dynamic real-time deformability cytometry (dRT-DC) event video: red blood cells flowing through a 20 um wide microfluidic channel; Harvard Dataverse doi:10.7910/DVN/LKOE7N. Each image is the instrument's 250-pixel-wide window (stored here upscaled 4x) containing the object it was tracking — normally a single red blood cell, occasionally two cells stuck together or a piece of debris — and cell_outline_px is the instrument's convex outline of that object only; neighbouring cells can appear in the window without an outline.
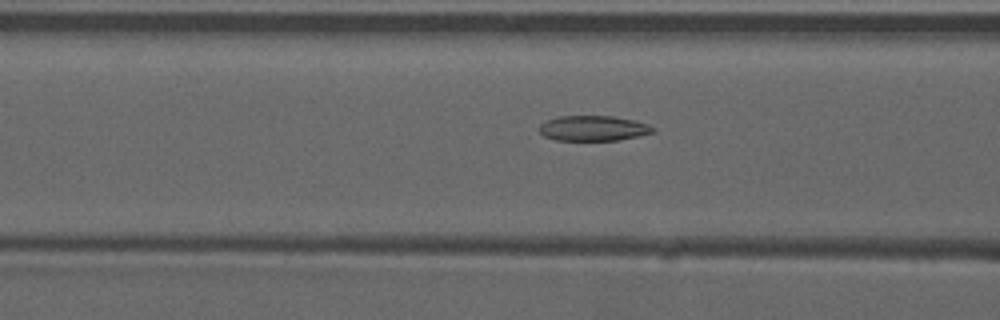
{"species": "common noctule bat (a hibernating species)", "species_latin": "Nyctalus noctula", "temperature_condition": "warm", "stored_images_in_passage": 53, "camera_frame_rate_fps": 3000, "um_per_image_px": 0.085, "animal": {"sex": "male", "forearm_length_mm": 52.5}, "frame": {"image": 1, "passage_image": 22, "time_ms": 7.0, "image_size_px": [1000, 320], "cell_outline_px": [[656, 132], [640, 136], [620, 140], [556, 140], [544, 136], [536, 128], [540, 124], [548, 120], [560, 116], [612, 116], [636, 120], [648, 124], [656, 128]], "centroid_in_image_um": [50.47, 10.9], "position_along_channel_um": 116.1, "area_um2": 16.94}}
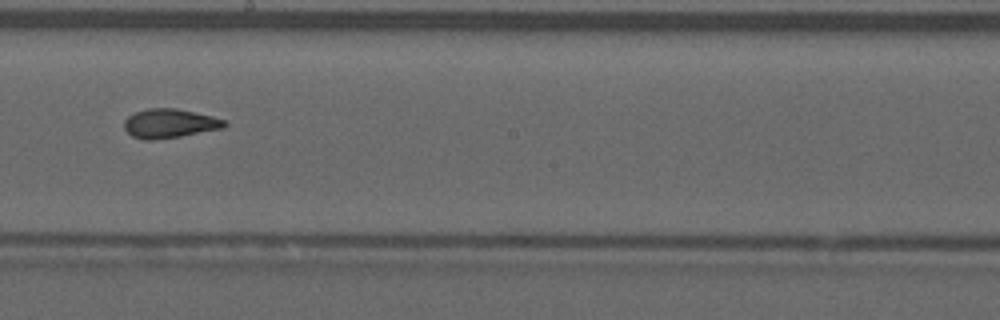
{"frame": {"image": 2, "passage_image": 31, "time_ms": 10.0, "image_size_px": [1000, 320], "cell_outline_px": [[228, 124], [224, 128], [180, 136], [156, 140], [144, 140], [132, 136], [124, 128], [124, 120], [128, 116], [136, 112], [148, 108], [176, 108], [212, 116], [224, 120]], "centroid_in_image_um": [14.41, 10.49], "position_along_channel_um": 233.8, "area_um2": 16.99}}
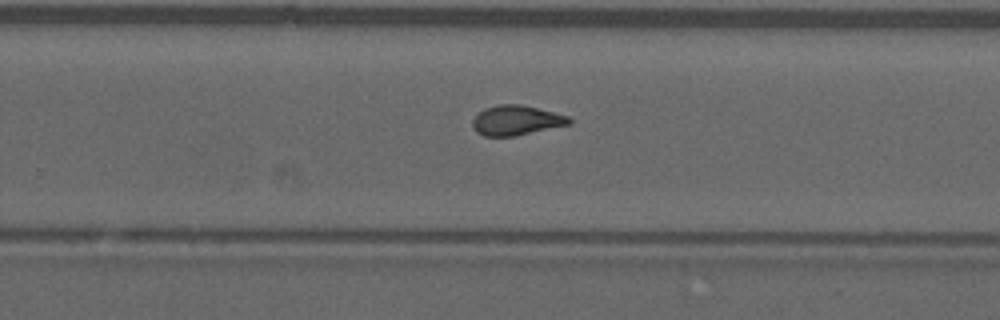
{"frame": {"image": 3, "passage_image": 35, "time_ms": 11.333, "image_size_px": [1000, 320], "cell_outline_px": [[572, 124], [512, 136], [484, 136], [476, 132], [472, 128], [472, 120], [484, 108], [500, 104], [520, 104], [568, 116], [572, 120]], "centroid_in_image_um": [43.86, 10.23], "position_along_channel_um": 285.9, "area_um2": 16.65}, "authors_computed_cell_mechanics": {"area_um2": 17.1666, "velocity_mm_per_s": 3.9281, "shape_relaxation_time_tau1_ms": null, "shape_relaxation_time_tau2_ms": 1.87, "deformation_change_tau1": null, "deformation_change_tau2": 0.09}}